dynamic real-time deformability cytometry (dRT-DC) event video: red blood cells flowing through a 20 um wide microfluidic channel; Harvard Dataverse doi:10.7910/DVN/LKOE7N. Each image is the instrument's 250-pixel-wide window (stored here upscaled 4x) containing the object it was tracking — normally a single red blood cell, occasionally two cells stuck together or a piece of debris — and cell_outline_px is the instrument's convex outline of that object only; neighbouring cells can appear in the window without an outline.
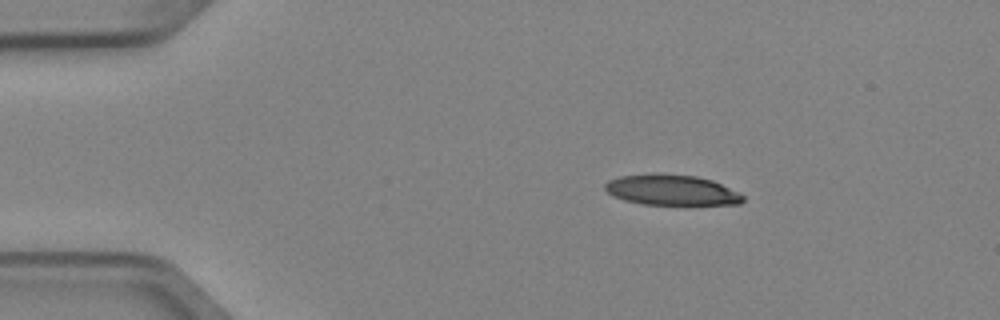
{"species": "Egyptian fruit bat (a non-hibernating species)", "species_latin": "Rousettus aegyptiacus", "temperature_condition": "cold", "stored_images_in_passage": 5, "camera_frame_rate_fps": 3000, "um_per_image_px": 0.085, "animal": {"sex": "female"}, "frame": {"image": 1, "passage_image": 1, "time_ms": 0.0, "image_size_px": [1000, 320], "cell_outline_px": [[744, 200], [740, 204], [644, 204], [624, 200], [612, 196], [604, 188], [604, 184], [608, 180], [620, 176], [656, 172], [660, 172], [696, 176], [712, 180], [740, 192], [744, 196]], "centroid_in_image_um": [57.07, 16.13], "position_along_channel_um": 27.9, "area_um2": 24.8}}
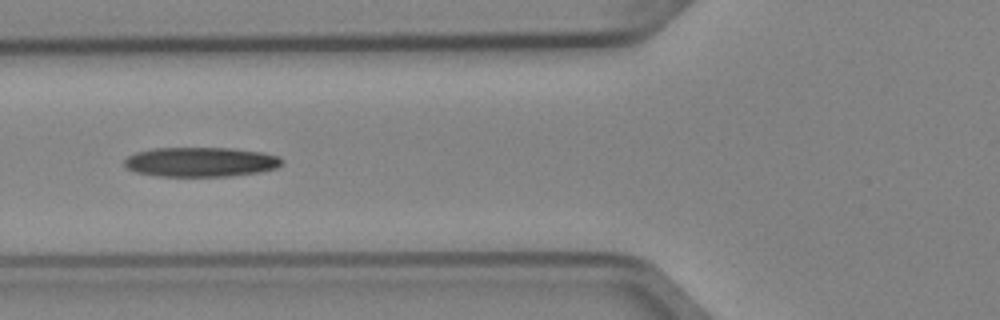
{"frame": {"image": 2, "passage_image": 4, "time_ms": 1.0, "image_size_px": [1000, 320], "cell_outline_px": [[284, 160], [276, 168], [256, 172], [228, 176], [160, 176], [136, 172], [124, 168], [124, 160], [128, 156], [136, 152], [152, 148], [232, 148], [264, 152], [280, 156]], "centroid_in_image_um": [17.04, 13.76], "position_along_channel_um": 108.8, "area_um2": 27.22}}
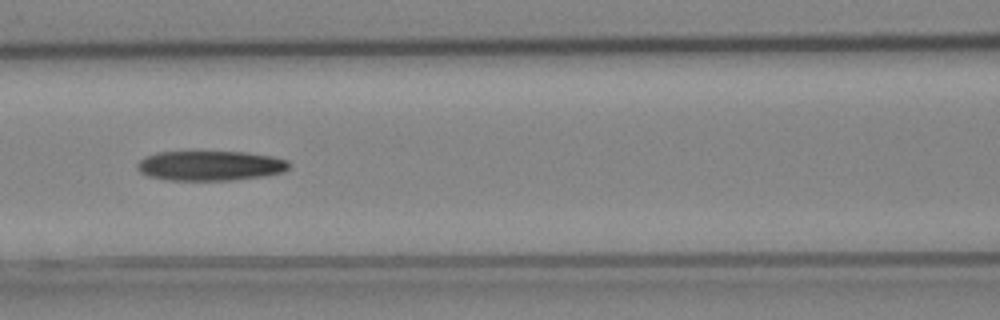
{"frame": {"image": 3, "passage_image": 5, "time_ms": 1.333, "image_size_px": [1000, 320], "cell_outline_px": [[288, 168], [284, 172], [264, 176], [228, 180], [168, 180], [148, 176], [140, 172], [136, 168], [136, 164], [140, 160], [156, 152], [244, 152], [268, 156], [288, 160]], "centroid_in_image_um": [17.83, 14.09], "position_along_channel_um": 148.8, "area_um2": 26.18}}